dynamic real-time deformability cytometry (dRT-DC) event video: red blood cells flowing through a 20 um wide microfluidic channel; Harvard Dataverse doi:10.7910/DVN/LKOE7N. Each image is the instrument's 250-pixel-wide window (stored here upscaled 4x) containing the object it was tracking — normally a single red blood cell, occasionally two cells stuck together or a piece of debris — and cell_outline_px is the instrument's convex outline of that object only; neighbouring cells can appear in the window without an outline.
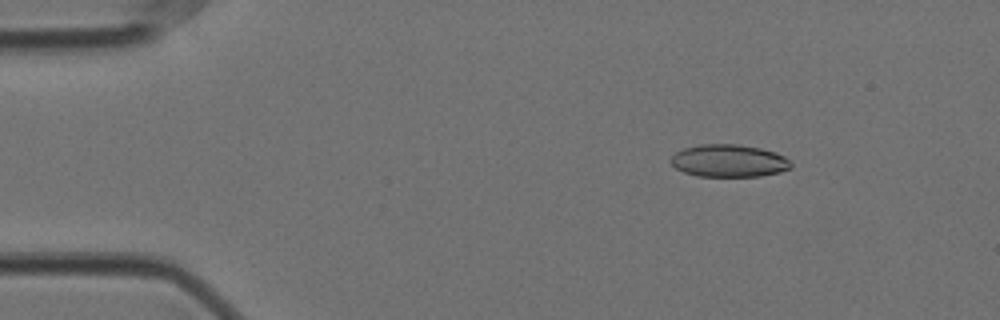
{"species": "Egyptian fruit bat (a non-hibernating species)", "species_latin": "Rousettus aegyptiacus", "temperature_condition": "cold", "stored_images_in_passage": 17, "camera_frame_rate_fps": 3000, "um_per_image_px": 0.085, "animal": {"sex": "female"}, "frame": {"image": 1, "passage_image": 8, "time_ms": 2.333, "image_size_px": [1000, 320], "cell_outline_px": [[792, 168], [780, 172], [760, 176], [696, 176], [684, 172], [676, 168], [668, 160], [676, 152], [684, 148], [700, 144], [736, 144], [760, 148], [776, 152], [784, 156], [792, 164]], "centroid_in_image_um": [61.95, 13.67], "position_along_channel_um": 23.0, "area_um2": 22.83}}